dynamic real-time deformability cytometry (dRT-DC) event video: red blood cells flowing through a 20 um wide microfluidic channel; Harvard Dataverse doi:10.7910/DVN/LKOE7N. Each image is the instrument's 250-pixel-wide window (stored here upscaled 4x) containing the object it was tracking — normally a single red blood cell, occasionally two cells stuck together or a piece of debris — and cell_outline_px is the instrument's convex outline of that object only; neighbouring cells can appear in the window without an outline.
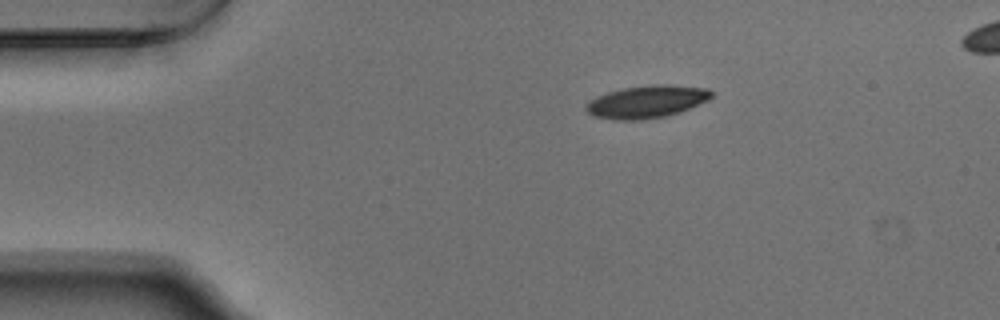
{"species": "Egyptian fruit bat (a non-hibernating species)", "species_latin": "Rousettus aegyptiacus", "temperature_condition": "warm", "stored_images_in_passage": 46, "segment_of_instrument_passage": [1, 2], "camera_frame_rate_fps": 3000, "um_per_image_px": 0.085, "animal": {"sex": "male"}, "frame": {"image": 1, "passage_image": 1, "time_ms": 0.0, "image_size_px": [1000, 320], "cell_outline_px": [[712, 96], [708, 100], [680, 112], [664, 116], [640, 120], [616, 120], [596, 116], [588, 112], [584, 108], [584, 104], [588, 100], [596, 96], [608, 92], [624, 88], [652, 84], [668, 84], [708, 88], [712, 92]], "centroid_in_image_um": [54.95, 8.63], "position_along_channel_um": 30.0, "area_um2": 23.81}}
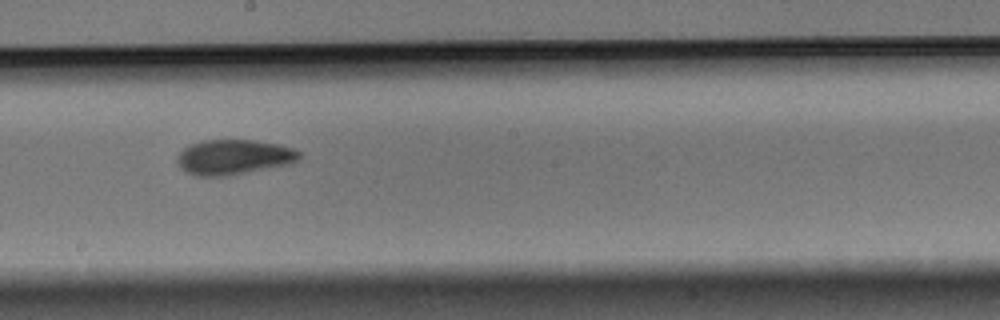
{"frame": {"image": 2, "passage_image": 21, "time_ms": 6.667, "image_size_px": [1000, 320], "cell_outline_px": [[300, 160], [288, 164], [228, 176], [196, 176], [188, 172], [176, 160], [176, 156], [188, 144], [204, 140], [256, 140], [280, 144], [292, 148], [300, 152]], "centroid_in_image_um": [19.88, 13.34], "position_along_channel_um": 228.3, "area_um2": 24.91}}
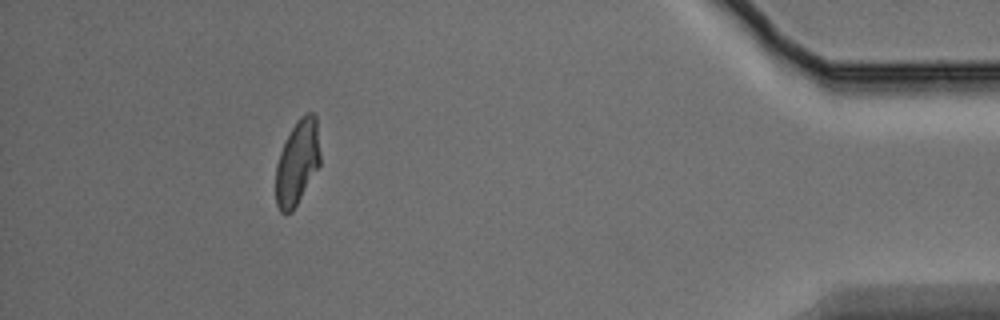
{"frame": {"image": 3, "passage_image": 40, "time_ms": 13.0, "image_size_px": [1000, 320], "cell_outline_px": [[320, 164], [292, 212], [284, 216], [280, 212], [276, 204], [276, 164], [280, 152], [292, 128], [300, 116], [308, 112], [312, 112], [316, 116], [320, 152]], "centroid_in_image_um": [25.27, 13.84], "position_along_channel_um": 409.9, "area_um2": 21.85}}